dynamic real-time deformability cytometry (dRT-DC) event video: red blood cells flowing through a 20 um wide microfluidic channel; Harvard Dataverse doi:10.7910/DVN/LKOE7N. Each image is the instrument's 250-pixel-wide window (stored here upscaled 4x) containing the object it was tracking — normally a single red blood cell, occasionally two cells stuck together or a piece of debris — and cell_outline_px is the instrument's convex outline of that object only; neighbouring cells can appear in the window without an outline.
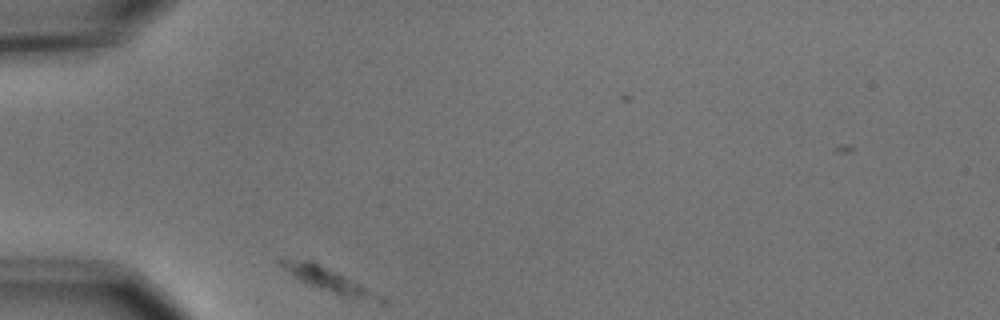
{"species": "common noctule bat (a hibernating species)", "species_latin": "Nyctalus noctula", "temperature_condition": "cold", "stored_images_in_passage": 32, "camera_frame_rate_fps": 3000, "um_per_image_px": 0.085, "animal": {"sex": "male", "body_mass_g": 15.6}, "frame": {"image": 1, "passage_image": 1, "time_ms": 0.0, "image_size_px": [1000, 320], "cell_outline_px": [[388, 300], [384, 304], [340, 296], [300, 280], [276, 264], [276, 260], [280, 256], [312, 260], [384, 296]], "centroid_in_image_um": [27.89, 23.77], "position_along_channel_um": 57.1, "area_um2": 14.16}}
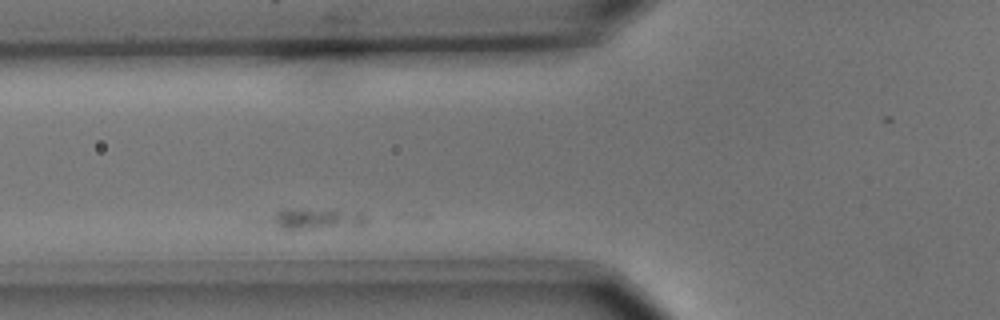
{"frame": {"image": 2, "passage_image": 6, "time_ms": 1.667, "image_size_px": [1000, 320], "cell_outline_px": [[368, 220], [364, 224], [304, 228], [280, 228], [268, 220], [268, 216], [284, 208], [336, 208], [364, 212], [368, 216]], "centroid_in_image_um": [26.91, 18.51], "position_along_channel_um": 98.9, "area_um2": 12.02}}